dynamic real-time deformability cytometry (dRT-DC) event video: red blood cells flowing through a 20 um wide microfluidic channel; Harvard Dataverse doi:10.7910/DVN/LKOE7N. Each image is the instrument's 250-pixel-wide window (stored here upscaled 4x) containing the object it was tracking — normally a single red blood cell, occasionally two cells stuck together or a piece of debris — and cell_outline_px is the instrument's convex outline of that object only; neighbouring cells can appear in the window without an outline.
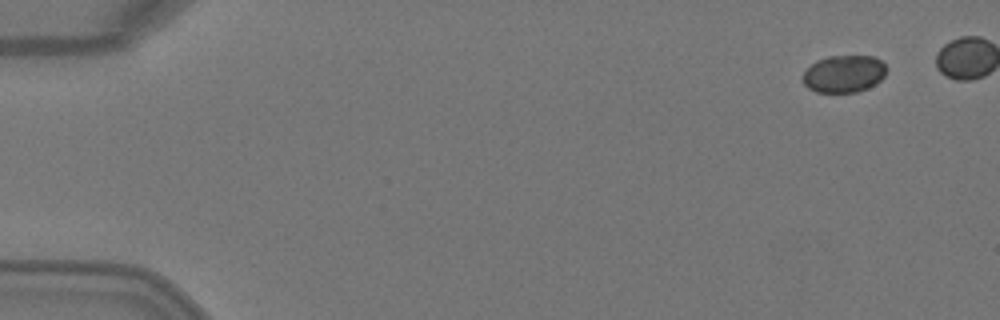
{"species": "Egyptian fruit bat (a non-hibernating species)", "species_latin": "Rousettus aegyptiacus", "temperature_condition": "warm", "stored_images_in_passage": 6, "camera_frame_rate_fps": 3000, "um_per_image_px": 0.085, "animal": {"sex": "female"}, "frame": {"image": 1, "passage_image": 1, "time_ms": 0.0, "image_size_px": [1000, 320], "cell_outline_px": [[888, 68], [884, 76], [876, 84], [868, 88], [856, 92], [816, 92], [808, 88], [804, 84], [804, 72], [816, 60], [828, 56], [876, 56]], "centroid_in_image_um": [71.76, 6.27], "position_along_channel_um": 13.2, "area_um2": 18.21}}
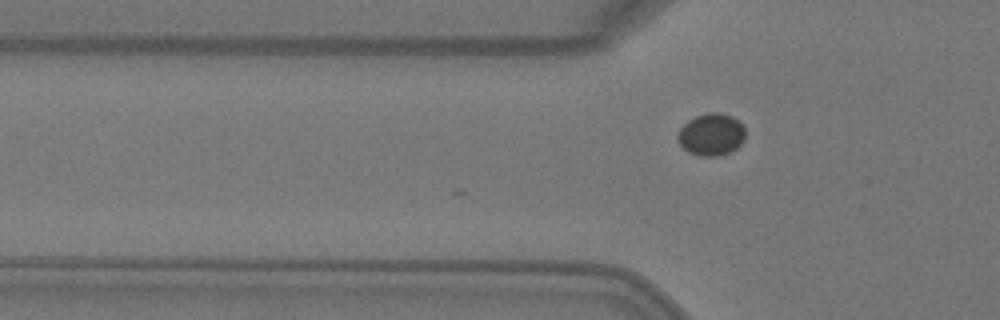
{"frame": {"image": 2, "passage_image": 6, "time_ms": 1.667, "image_size_px": [1000, 320], "cell_outline_px": [[744, 140], [732, 152], [716, 156], [700, 156], [688, 152], [680, 144], [676, 136], [680, 128], [688, 120], [696, 116], [708, 112], [720, 112], [732, 116], [744, 128]], "centroid_in_image_um": [60.44, 11.43], "position_along_channel_um": 65.4, "area_um2": 16.59}}